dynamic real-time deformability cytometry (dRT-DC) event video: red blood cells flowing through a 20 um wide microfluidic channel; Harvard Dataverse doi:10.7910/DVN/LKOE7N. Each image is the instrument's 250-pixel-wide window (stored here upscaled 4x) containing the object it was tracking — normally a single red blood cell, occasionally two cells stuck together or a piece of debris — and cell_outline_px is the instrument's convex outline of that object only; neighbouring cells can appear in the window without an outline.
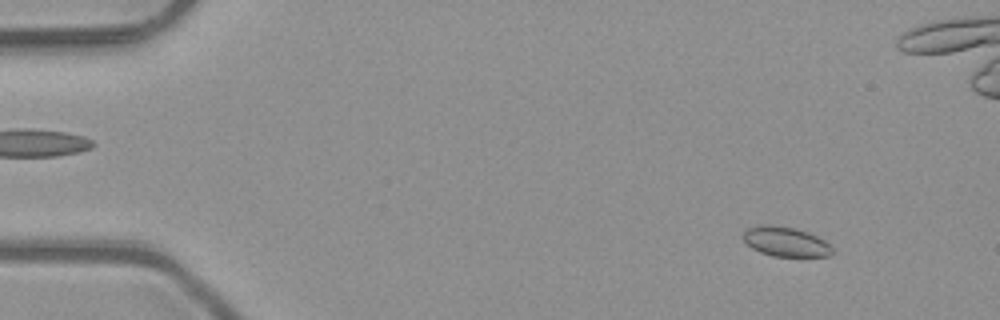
{"species": "common noctule bat (a hibernating species)", "species_latin": "Nyctalus noctula", "temperature_condition": "room temperature", "stored_images_in_passage": 5, "camera_frame_rate_fps": 3000, "um_per_image_px": 0.085, "animal": {"sex": "male", "body_mass_g": 23.1, "forearm_length_mm": 52.7}, "frame": {"image": 1, "passage_image": 2, "time_ms": 0.333, "image_size_px": [1000, 320], "cell_outline_px": [[832, 256], [772, 256], [760, 252], [752, 248], [744, 240], [744, 232], [748, 228], [764, 224], [768, 224], [796, 228], [808, 232], [824, 240], [832, 248]], "centroid_in_image_um": [66.79, 20.54], "position_along_channel_um": 18.2, "area_um2": 15.26}}